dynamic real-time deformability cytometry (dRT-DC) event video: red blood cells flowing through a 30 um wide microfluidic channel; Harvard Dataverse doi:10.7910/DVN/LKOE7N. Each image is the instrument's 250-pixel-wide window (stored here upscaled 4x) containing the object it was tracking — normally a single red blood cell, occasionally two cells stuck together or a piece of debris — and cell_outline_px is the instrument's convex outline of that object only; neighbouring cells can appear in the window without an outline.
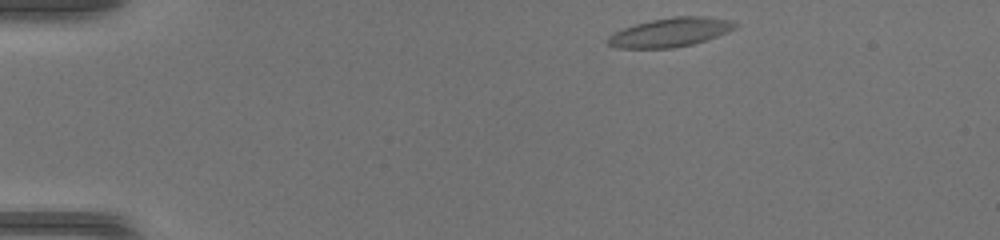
{"species": "common noctule bat (a hibernating species)", "species_latin": "Nyctalus noctula", "temperature_condition": "warm", "stored_images_in_passage": 40, "camera_frame_rate_fps": 3000, "um_per_image_px": 0.085, "animal": {"sex": "female", "body_mass_g": 17.0, "forearm_length_mm": 48.0}, "frame": {"image": 1, "passage_image": 1, "time_ms": 0.0, "image_size_px": [1000, 240], "cell_outline_px": [[740, 24], [736, 28], [716, 36], [692, 44], [672, 48], [616, 48], [608, 44], [608, 36], [624, 28], [636, 24], [652, 20], [672, 16], [700, 16], [732, 20]], "centroid_in_image_um": [56.99, 2.74], "position_along_channel_um": 28.0, "area_um2": 21.27}}
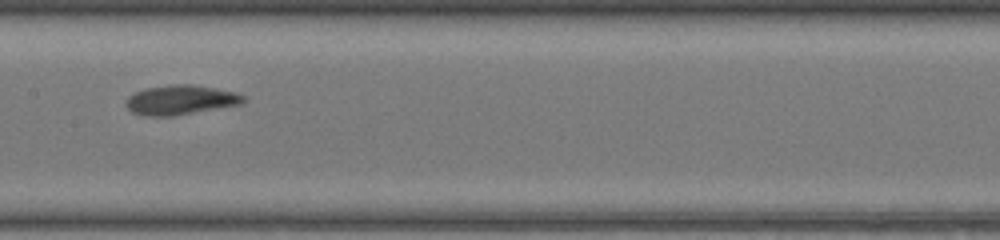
{"frame": {"image": 2, "passage_image": 18, "time_ms": 5.667, "image_size_px": [1000, 240], "cell_outline_px": [[244, 100], [240, 104], [172, 116], [144, 116], [132, 112], [124, 104], [128, 96], [144, 88], [176, 84], [192, 84], [216, 88], [232, 92], [244, 96]], "centroid_in_image_um": [15.28, 8.49], "position_along_channel_um": 192.1, "area_um2": 20.0}}
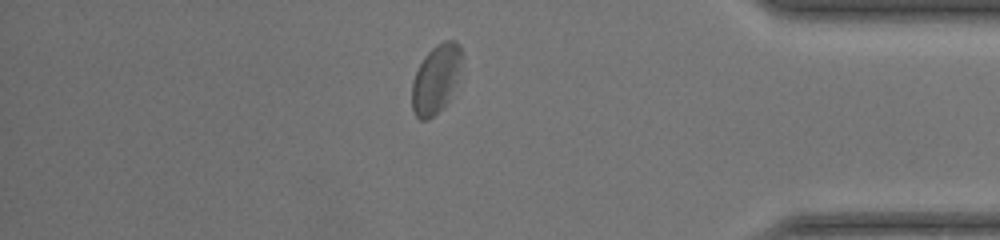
{"frame": {"image": 3, "passage_image": 34, "time_ms": 11.0, "image_size_px": [1000, 240], "cell_outline_px": [[460, 68], [456, 80], [448, 100], [444, 108], [428, 120], [420, 120], [416, 116], [412, 108], [412, 80], [424, 56], [436, 44], [444, 40], [456, 40], [460, 44]], "centroid_in_image_um": [37.03, 6.73], "position_along_channel_um": 398.2, "area_um2": 19.77}}